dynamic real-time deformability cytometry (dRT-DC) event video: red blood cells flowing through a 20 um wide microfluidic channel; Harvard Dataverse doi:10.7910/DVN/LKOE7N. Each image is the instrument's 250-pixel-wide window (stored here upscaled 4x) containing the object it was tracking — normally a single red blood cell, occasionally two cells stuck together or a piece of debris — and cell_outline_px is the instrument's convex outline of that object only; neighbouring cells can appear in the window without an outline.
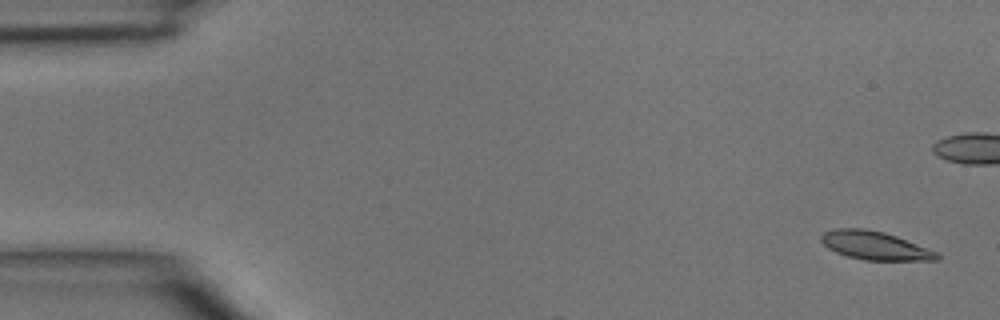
{"species": "common noctule bat (a hibernating species)", "species_latin": "Nyctalus noctula", "temperature_condition": "room temperature", "stored_images_in_passage": 7, "camera_frame_rate_fps": 3000, "um_per_image_px": 0.085, "animal": {"sex": "male", "body_mass_g": 15.6}, "frame": {"image": 1, "passage_image": 1, "time_ms": 0.0, "image_size_px": [1000, 320], "cell_outline_px": [[940, 260], [864, 260], [848, 256], [836, 252], [828, 248], [820, 240], [820, 236], [824, 232], [836, 228], [864, 228], [884, 232], [896, 236], [940, 252]], "centroid_in_image_um": [74.4, 20.87], "position_along_channel_um": 10.6, "area_um2": 19.25}}
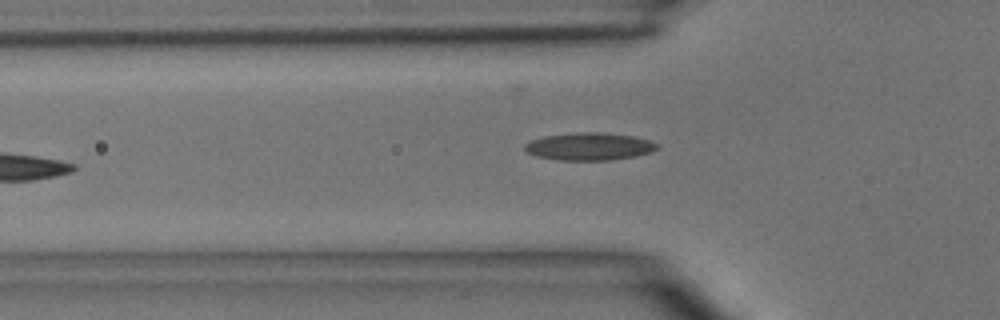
{"frame": {"image": 2, "passage_image": 6, "time_ms": 5.667, "image_size_px": [1000, 320], "cell_outline_px": [[656, 148], [652, 152], [636, 156], [608, 160], [556, 160], [536, 156], [528, 152], [524, 148], [524, 144], [532, 140], [544, 136], [576, 132], [600, 132], [632, 136], [648, 140], [656, 144]], "centroid_in_image_um": [50.05, 12.45], "position_along_channel_um": 75.8, "area_um2": 21.1}}